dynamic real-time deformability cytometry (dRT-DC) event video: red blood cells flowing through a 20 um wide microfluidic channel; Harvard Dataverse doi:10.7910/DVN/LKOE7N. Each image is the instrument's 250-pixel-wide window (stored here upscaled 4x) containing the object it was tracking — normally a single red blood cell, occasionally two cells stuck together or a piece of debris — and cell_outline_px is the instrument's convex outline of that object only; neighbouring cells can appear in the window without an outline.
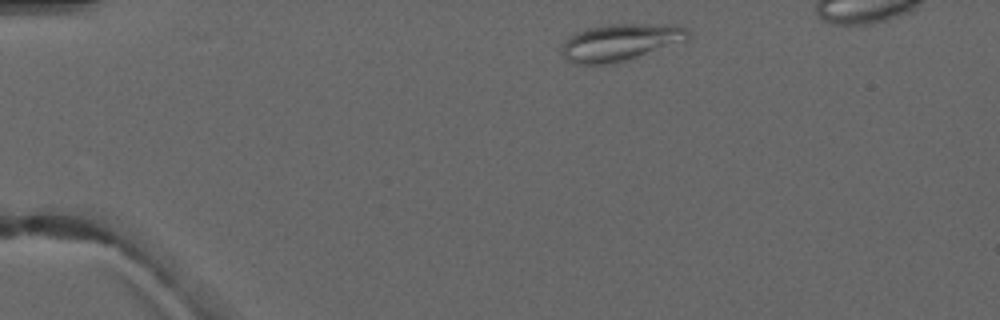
{"species": "common noctule bat (a hibernating species)", "species_latin": "Nyctalus noctula", "temperature_condition": "warm", "stored_images_in_passage": 3, "camera_frame_rate_fps": 3000, "um_per_image_px": 0.085, "animal": {"sex": "male", "forearm_length_mm": 52.5}, "frame": {"image": 1, "passage_image": 1, "time_ms": 0.0, "image_size_px": [1000, 320], "cell_outline_px": [[688, 40], [616, 64], [576, 64], [564, 60], [560, 56], [560, 48], [564, 40], [568, 36], [584, 28], [600, 24], [676, 24], [684, 28], [688, 32]], "centroid_in_image_um": [52.63, 3.6], "position_along_channel_um": 32.4, "area_um2": 27.98}}